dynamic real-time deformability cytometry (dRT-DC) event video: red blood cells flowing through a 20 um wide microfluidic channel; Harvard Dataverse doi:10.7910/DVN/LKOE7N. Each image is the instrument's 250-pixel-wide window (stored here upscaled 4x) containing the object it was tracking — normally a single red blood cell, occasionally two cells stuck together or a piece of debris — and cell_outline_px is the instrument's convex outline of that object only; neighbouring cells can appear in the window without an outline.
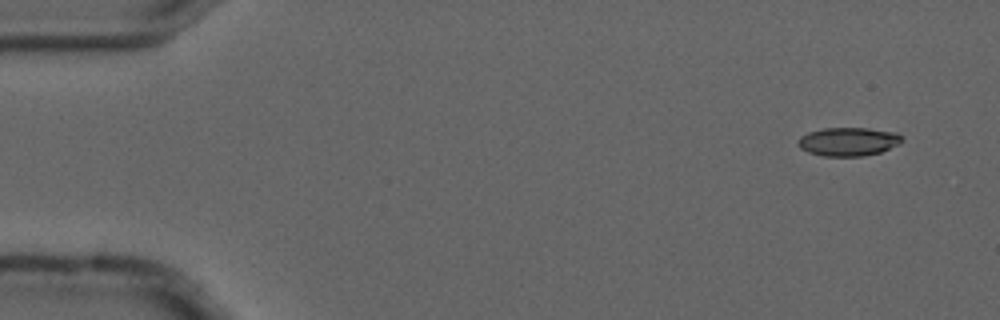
{"species": "common noctule bat (a hibernating species)", "species_latin": "Nyctalus noctula", "temperature_condition": "cold", "stored_images_in_passage": 9, "camera_frame_rate_fps": 3000, "um_per_image_px": 0.085, "animal": {"sex": "male", "forearm_length_mm": 52.5}, "frame": {"image": 1, "passage_image": 1, "time_ms": 0.0, "image_size_px": [1000, 320], "cell_outline_px": [[904, 140], [900, 144], [880, 152], [864, 156], [824, 156], [808, 152], [800, 148], [796, 144], [796, 140], [800, 136], [808, 132], [824, 128], [868, 128], [896, 132], [904, 136]], "centroid_in_image_um": [72.11, 12.03], "position_along_channel_um": 12.9, "area_um2": 17.57}}
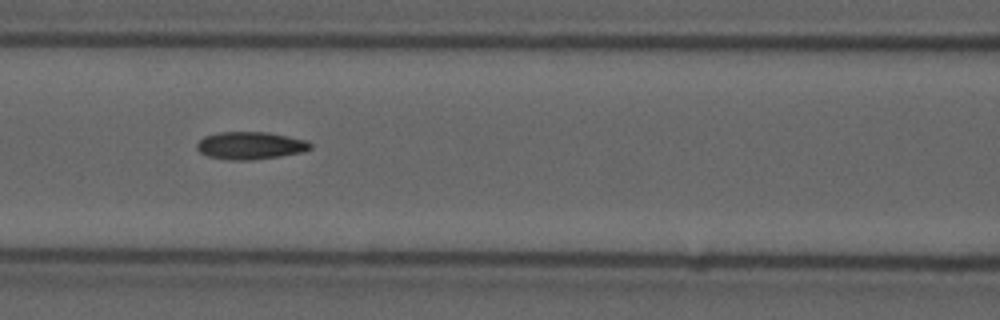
{"frame": {"image": 2, "passage_image": 6, "time_ms": 1.667, "image_size_px": [1000, 320], "cell_outline_px": [[312, 148], [304, 152], [280, 156], [252, 160], [228, 160], [208, 156], [200, 152], [196, 148], [196, 144], [204, 136], [216, 132], [268, 132], [308, 140], [312, 144]], "centroid_in_image_um": [21.3, 12.37], "position_along_channel_um": 145.3, "area_um2": 18.44}}
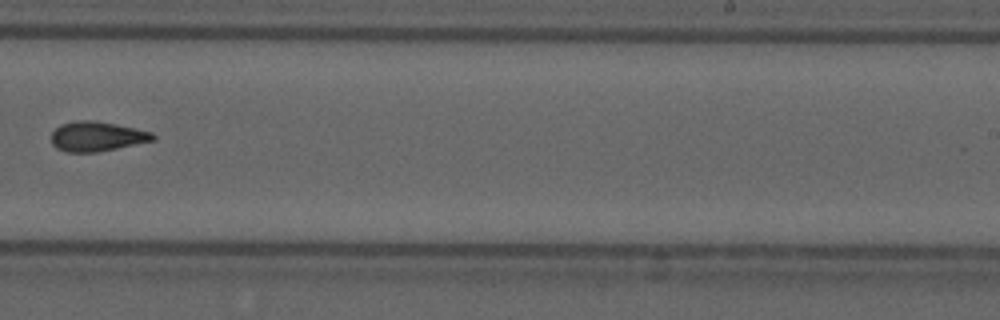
{"frame": {"image": 3, "passage_image": 9, "time_ms": 2.667, "image_size_px": [1000, 320], "cell_outline_px": [[156, 140], [96, 152], [68, 152], [56, 148], [52, 144], [52, 132], [60, 124], [80, 120], [92, 120], [116, 124], [152, 132], [156, 136]], "centroid_in_image_um": [8.24, 11.59], "position_along_channel_um": 280.8, "area_um2": 17.51}}